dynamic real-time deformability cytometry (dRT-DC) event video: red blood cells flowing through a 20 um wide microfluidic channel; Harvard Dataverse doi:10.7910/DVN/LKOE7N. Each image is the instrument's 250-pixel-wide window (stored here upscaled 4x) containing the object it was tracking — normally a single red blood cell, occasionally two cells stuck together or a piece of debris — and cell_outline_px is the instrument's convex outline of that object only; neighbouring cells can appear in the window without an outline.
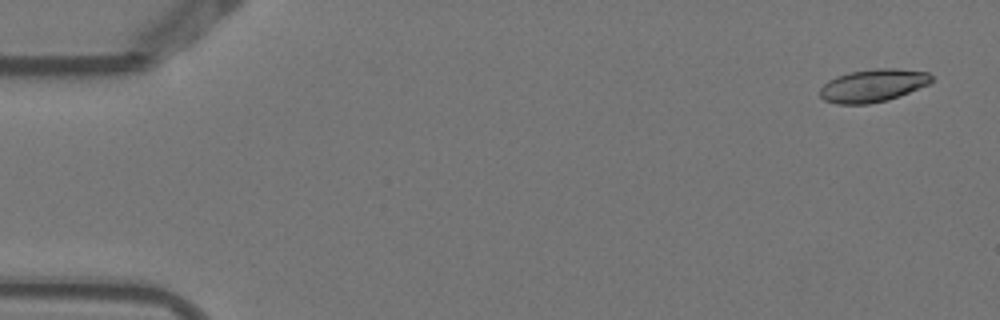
{"species": "Egyptian fruit bat (a non-hibernating species)", "species_latin": "Rousettus aegyptiacus", "temperature_condition": "warm", "stored_images_in_passage": 5, "camera_frame_rate_fps": 3000, "um_per_image_px": 0.085, "animal": {"sex": "female"}, "frame": {"image": 1, "passage_image": 1, "time_ms": 0.0, "image_size_px": [1000, 320], "cell_outline_px": [[932, 80], [928, 84], [900, 96], [888, 100], [868, 104], [836, 104], [824, 100], [820, 96], [820, 88], [828, 80], [836, 76], [852, 72], [876, 68], [896, 68], [928, 72], [932, 76]], "centroid_in_image_um": [74.19, 7.27], "position_along_channel_um": 10.8, "area_um2": 21.33}}
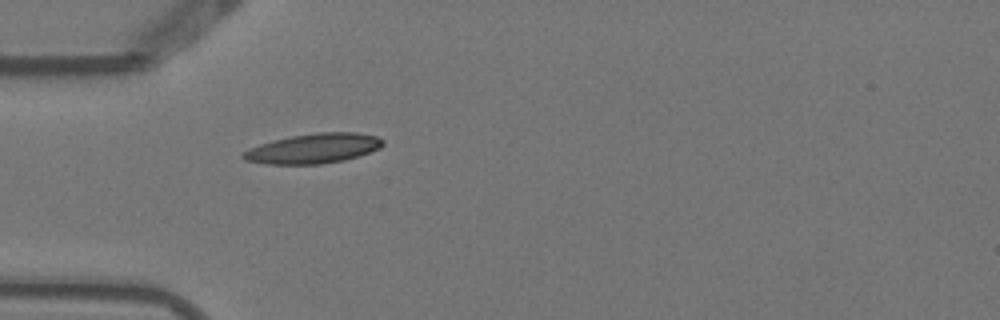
{"frame": {"image": 2, "passage_image": 5, "time_ms": 1.333, "image_size_px": [1000, 320], "cell_outline_px": [[384, 144], [380, 148], [344, 160], [320, 164], [264, 164], [244, 160], [240, 156], [240, 152], [248, 148], [272, 140], [292, 136], [316, 132], [356, 132], [376, 136], [384, 140]], "centroid_in_image_um": [26.58, 12.62], "position_along_channel_um": 58.4, "area_um2": 24.39}}